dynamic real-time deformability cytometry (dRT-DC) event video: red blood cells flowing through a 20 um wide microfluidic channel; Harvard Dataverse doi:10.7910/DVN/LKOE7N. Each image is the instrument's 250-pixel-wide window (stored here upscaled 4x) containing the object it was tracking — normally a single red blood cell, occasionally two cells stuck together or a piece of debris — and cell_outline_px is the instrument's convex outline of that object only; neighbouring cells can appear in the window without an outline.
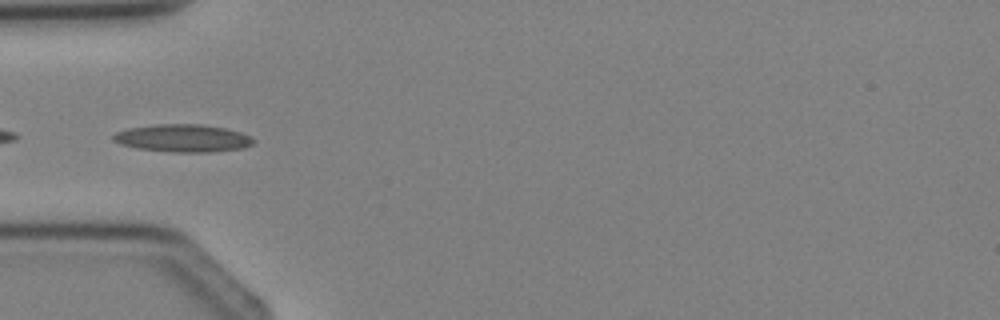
{"species": "Egyptian fruit bat (a non-hibernating species)", "species_latin": "Rousettus aegyptiacus", "temperature_condition": "cold", "stored_images_in_passage": 1, "camera_frame_rate_fps": 3000, "um_per_image_px": 0.085, "animal": {"sex": "female"}, "frame": {"image": 1, "passage_image": 1, "time_ms": 0.0, "image_size_px": [1000, 320], "cell_outline_px": [[256, 140], [252, 144], [244, 148], [208, 152], [172, 152], [136, 148], [120, 144], [112, 140], [112, 136], [116, 132], [128, 128], [156, 124], [200, 124], [224, 128], [240, 132], [252, 136]], "centroid_in_image_um": [15.54, 11.74], "position_along_channel_um": 69.5, "area_um2": 22.66}}